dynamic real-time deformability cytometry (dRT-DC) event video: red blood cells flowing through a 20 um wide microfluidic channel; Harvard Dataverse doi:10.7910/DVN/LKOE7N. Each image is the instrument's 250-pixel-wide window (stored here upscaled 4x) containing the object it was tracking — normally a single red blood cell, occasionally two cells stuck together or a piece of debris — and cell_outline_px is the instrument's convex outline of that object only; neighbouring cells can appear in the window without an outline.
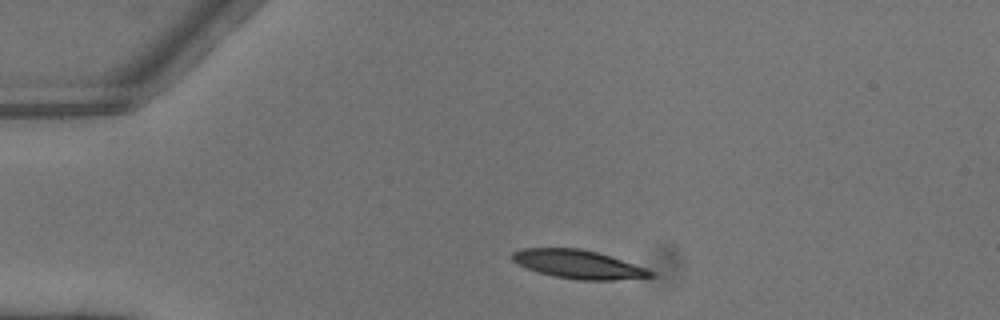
{"species": "common noctule bat (a hibernating species)", "species_latin": "Nyctalus noctula", "temperature_condition": "warm", "stored_images_in_passage": 2, "camera_frame_rate_fps": 3000, "um_per_image_px": 0.085, "animal": {"sex": "male", "body_mass_g": 13.3}, "frame": {"image": 1, "passage_image": 1, "time_ms": 0.0, "image_size_px": [1000, 320], "cell_outline_px": [[652, 276], [612, 280], [576, 280], [552, 276], [516, 264], [512, 260], [512, 252], [524, 248], [580, 248], [596, 252], [644, 268], [652, 272]], "centroid_in_image_um": [49.05, 22.46], "position_along_channel_um": 35.9, "area_um2": 22.48}}
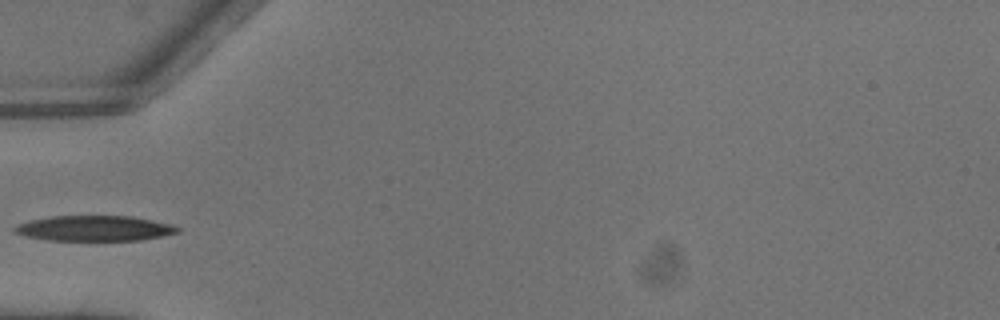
{"frame": {"image": 2, "passage_image": 2, "time_ms": 0.333, "image_size_px": [1000, 320], "cell_outline_px": [[180, 232], [140, 240], [48, 240], [24, 236], [16, 232], [12, 228], [16, 224], [32, 220], [52, 216], [132, 216], [152, 220], [168, 224], [180, 228]], "centroid_in_image_um": [8.0, 19.4], "position_along_channel_um": 77.0, "area_um2": 23.87}}